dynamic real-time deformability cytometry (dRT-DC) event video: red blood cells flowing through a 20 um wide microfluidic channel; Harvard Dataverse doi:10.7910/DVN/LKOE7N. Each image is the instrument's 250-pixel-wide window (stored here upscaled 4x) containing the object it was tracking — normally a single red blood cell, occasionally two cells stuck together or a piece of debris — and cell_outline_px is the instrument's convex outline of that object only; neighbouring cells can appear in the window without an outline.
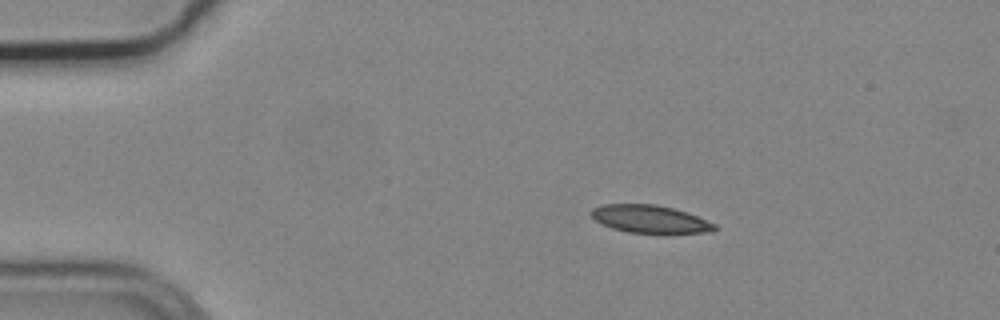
{"species": "common noctule bat (a hibernating species)", "species_latin": "Nyctalus noctula", "temperature_condition": "cold", "stored_images_in_passage": 4, "camera_frame_rate_fps": 3000, "um_per_image_px": 0.085, "animal": {"sex": "male", "body_mass_g": 19.2, "forearm_length_mm": 51.8}, "frame": {"image": 1, "passage_image": 1, "time_ms": 0.0, "image_size_px": [1000, 320], "cell_outline_px": [[716, 228], [712, 232], [628, 232], [612, 228], [596, 220], [588, 212], [592, 208], [604, 204], [656, 204], [672, 208], [696, 216], [716, 224]], "centroid_in_image_um": [55.2, 18.6], "position_along_channel_um": 29.8, "area_um2": 19.48}}
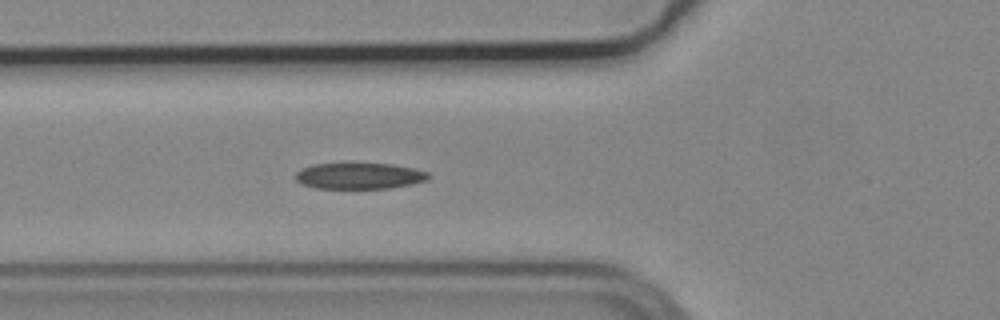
{"frame": {"image": 2, "passage_image": 4, "time_ms": 1.0, "image_size_px": [1000, 320], "cell_outline_px": [[432, 176], [428, 180], [412, 184], [388, 188], [316, 188], [304, 184], [296, 180], [296, 172], [300, 168], [312, 164], [392, 164], [412, 168], [428, 172]], "centroid_in_image_um": [30.56, 14.95], "position_along_channel_um": 95.2, "area_um2": 20.11}}